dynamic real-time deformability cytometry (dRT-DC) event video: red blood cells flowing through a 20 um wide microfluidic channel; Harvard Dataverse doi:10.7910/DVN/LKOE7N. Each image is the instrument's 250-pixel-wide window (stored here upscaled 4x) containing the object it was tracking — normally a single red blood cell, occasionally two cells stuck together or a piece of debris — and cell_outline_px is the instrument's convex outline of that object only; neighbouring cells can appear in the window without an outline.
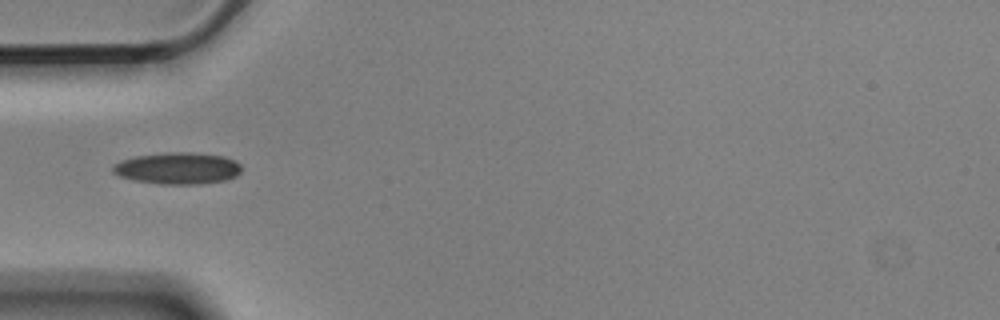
{"species": "Egyptian fruit bat (a non-hibernating species)", "species_latin": "Rousettus aegyptiacus", "temperature_condition": "cold", "stored_images_in_passage": 6, "camera_frame_rate_fps": 3000, "um_per_image_px": 0.085, "animal": {"sex": "male"}, "frame": {"image": 1, "passage_image": 2, "time_ms": 0.333, "image_size_px": [1000, 320], "cell_outline_px": [[240, 172], [236, 176], [224, 180], [200, 184], [160, 184], [136, 180], [120, 176], [112, 172], [112, 164], [120, 160], [136, 156], [164, 152], [192, 152], [224, 156], [240, 164]], "centroid_in_image_um": [15.07, 14.29], "position_along_channel_um": 69.9, "area_um2": 23.76}}
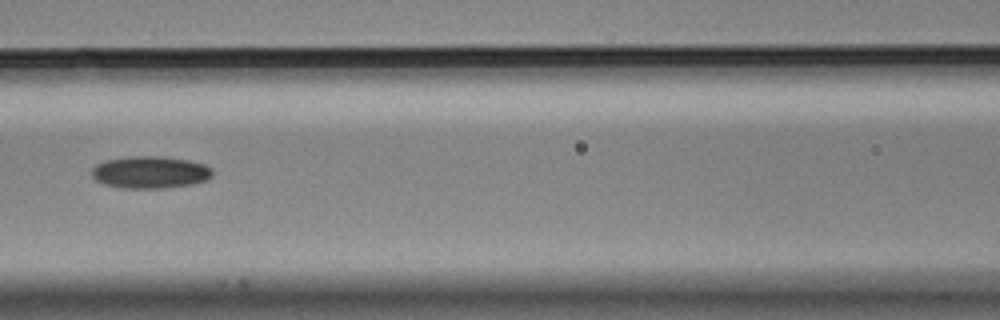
{"frame": {"image": 2, "passage_image": 4, "time_ms": 1.0, "image_size_px": [1000, 320], "cell_outline_px": [[212, 176], [204, 180], [192, 184], [164, 188], [124, 188], [104, 184], [96, 180], [92, 176], [92, 168], [96, 164], [104, 160], [128, 156], [160, 156], [188, 160], [204, 164], [212, 168]], "centroid_in_image_um": [12.74, 14.63], "position_along_channel_um": 153.9, "area_um2": 22.66}}
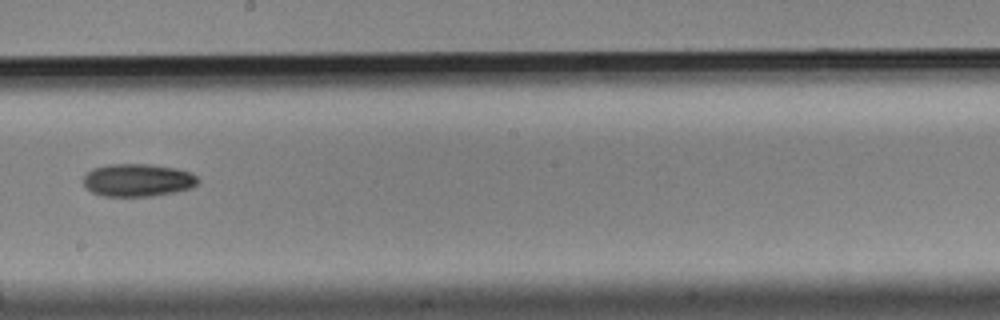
{"frame": {"image": 3, "passage_image": 6, "time_ms": 1.667, "image_size_px": [1000, 320], "cell_outline_px": [[200, 180], [192, 188], [176, 192], [152, 196], [104, 196], [92, 192], [84, 184], [84, 176], [92, 168], [108, 164], [148, 164], [176, 168], [192, 172]], "centroid_in_image_um": [11.74, 15.31], "position_along_channel_um": 236.5, "area_um2": 21.96}}